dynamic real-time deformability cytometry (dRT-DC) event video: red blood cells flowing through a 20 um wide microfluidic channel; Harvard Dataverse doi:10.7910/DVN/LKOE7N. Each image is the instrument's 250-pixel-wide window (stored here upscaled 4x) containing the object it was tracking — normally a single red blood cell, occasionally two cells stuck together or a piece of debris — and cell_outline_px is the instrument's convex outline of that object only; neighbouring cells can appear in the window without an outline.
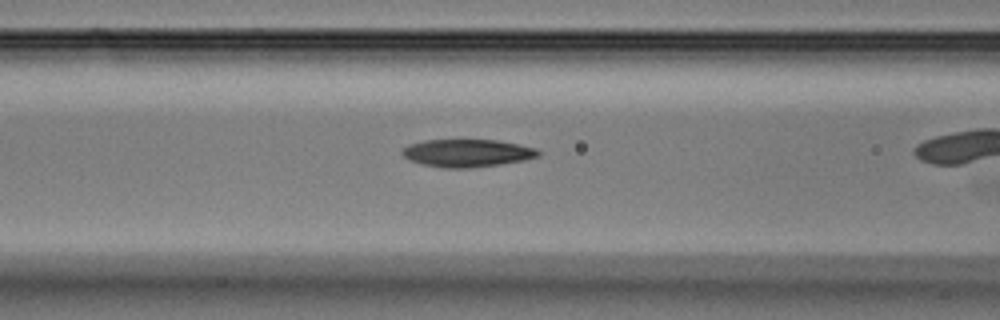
{"species": "Egyptian fruit bat (a non-hibernating species)", "species_latin": "Rousettus aegyptiacus", "temperature_condition": "warm", "stored_images_in_passage": 22, "camera_frame_rate_fps": 3000, "um_per_image_px": 0.085, "animal": {"sex": "male"}, "frame": {"image": 1, "passage_image": 7, "time_ms": 2.0, "image_size_px": [1000, 320], "cell_outline_px": [[540, 156], [524, 160], [500, 164], [472, 168], [448, 168], [420, 164], [408, 160], [400, 152], [400, 148], [408, 144], [424, 140], [496, 140], [536, 148], [540, 152]], "centroid_in_image_um": [39.65, 13.01], "position_along_channel_um": 127.0, "area_um2": 22.08}}
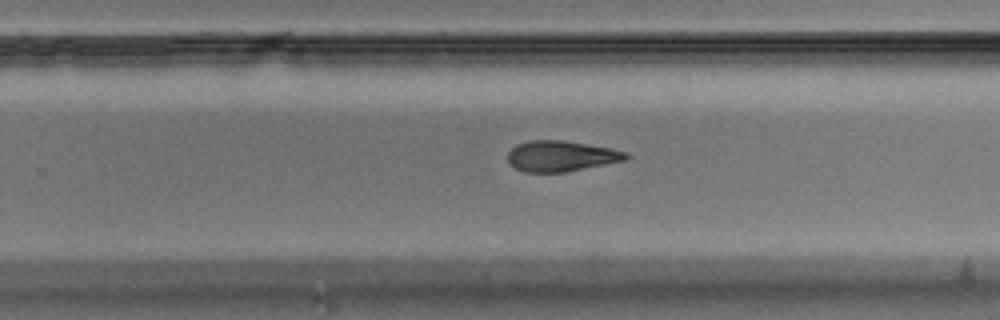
{"frame": {"image": 2, "passage_image": 16, "time_ms": 5.0, "image_size_px": [1000, 320], "cell_outline_px": [[628, 160], [564, 172], [524, 172], [508, 164], [508, 152], [516, 144], [528, 140], [564, 140], [612, 148], [628, 152]], "centroid_in_image_um": [47.69, 13.26], "position_along_channel_um": 282.1, "area_um2": 21.33}}